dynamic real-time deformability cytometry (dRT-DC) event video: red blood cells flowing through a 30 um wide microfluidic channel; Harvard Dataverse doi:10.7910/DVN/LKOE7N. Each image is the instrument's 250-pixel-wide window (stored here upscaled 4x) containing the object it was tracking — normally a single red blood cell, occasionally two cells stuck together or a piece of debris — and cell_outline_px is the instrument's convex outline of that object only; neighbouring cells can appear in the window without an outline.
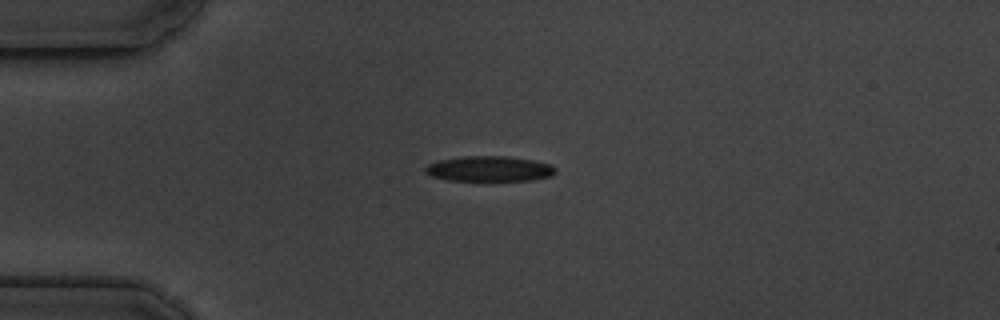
{"species": "common noctule bat (a hibernating species)", "species_latin": "Nyctalus noctula", "temperature_condition": "cold", "stored_images_in_passage": 7, "camera_frame_rate_fps": 3000, "um_per_image_px": 0.085, "animal": {"sex": "male", "body_mass_g": 19.5, "forearm_length_mm": 54.6}, "frame": {"image": 1, "passage_image": 4, "time_ms": 3.667, "image_size_px": [1000, 320], "cell_outline_px": [[556, 172], [552, 176], [532, 180], [448, 180], [432, 176], [424, 172], [424, 168], [428, 164], [440, 160], [464, 156], [508, 156], [532, 160], [552, 164], [556, 168]], "centroid_in_image_um": [41.62, 14.34], "position_along_channel_um": 43.4, "area_um2": 19.19}}
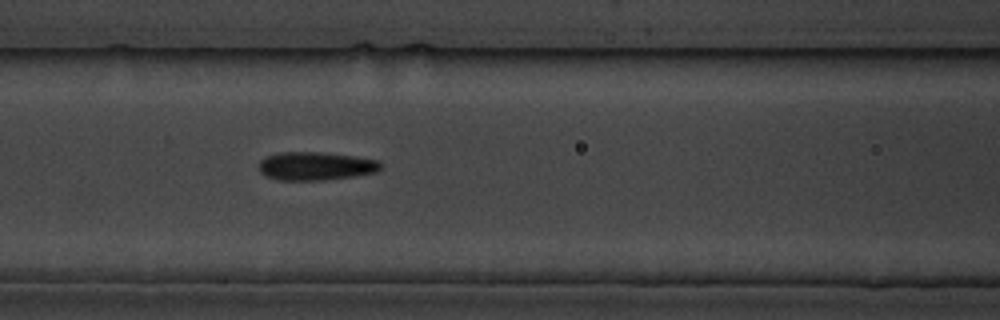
{"frame": {"image": 2, "passage_image": 7, "time_ms": 7.0, "image_size_px": [1000, 320], "cell_outline_px": [[380, 168], [376, 172], [352, 176], [324, 180], [276, 180], [264, 176], [260, 172], [260, 160], [264, 156], [280, 152], [320, 152], [356, 156], [376, 160], [380, 164]], "centroid_in_image_um": [26.77, 14.11], "position_along_channel_um": 139.8, "area_um2": 20.11}}